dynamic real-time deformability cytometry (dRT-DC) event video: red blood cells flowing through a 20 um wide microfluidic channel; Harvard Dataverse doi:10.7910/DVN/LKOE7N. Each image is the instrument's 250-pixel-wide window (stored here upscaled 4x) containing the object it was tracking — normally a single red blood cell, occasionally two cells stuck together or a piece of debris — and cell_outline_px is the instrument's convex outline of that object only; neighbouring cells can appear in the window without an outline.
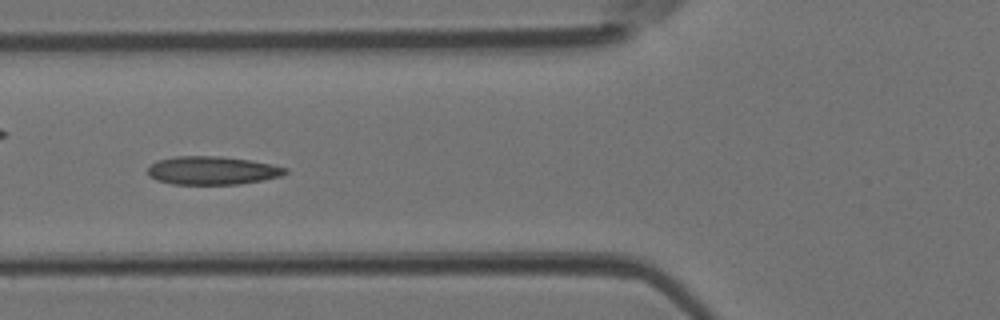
{"species": "Egyptian fruit bat (a non-hibernating species)", "species_latin": "Rousettus aegyptiacus", "temperature_condition": "room temperature", "stored_images_in_passage": 40, "camera_frame_rate_fps": 3000, "um_per_image_px": 0.085, "animal": {"sex": "female"}, "frame": {"image": 1, "passage_image": 12, "time_ms": 3.667, "image_size_px": [1000, 320], "cell_outline_px": [[288, 172], [280, 176], [264, 180], [240, 184], [172, 184], [156, 180], [148, 176], [148, 168], [156, 160], [176, 156], [220, 156], [252, 160], [272, 164], [288, 168]], "centroid_in_image_um": [18.05, 14.49], "position_along_channel_um": 107.7, "area_um2": 22.89}}
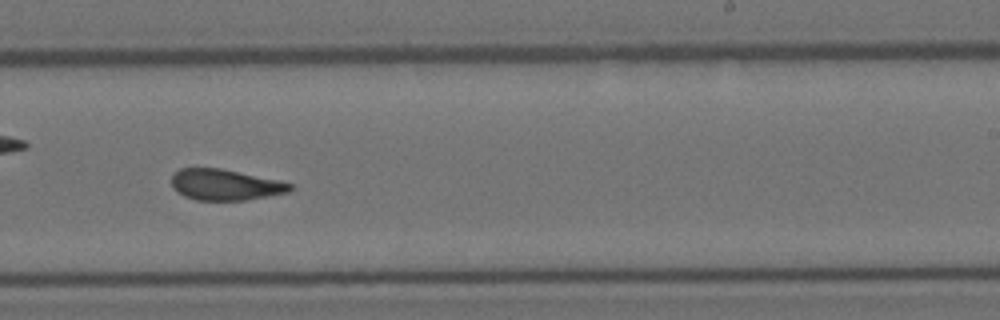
{"frame": {"image": 2, "passage_image": 23, "time_ms": 7.333, "image_size_px": [1000, 320], "cell_outline_px": [[292, 188], [288, 192], [244, 200], [196, 200], [184, 196], [172, 184], [172, 176], [180, 168], [220, 168], [276, 180], [292, 184]], "centroid_in_image_um": [19.12, 15.7], "position_along_channel_um": 269.9, "area_um2": 20.87}}
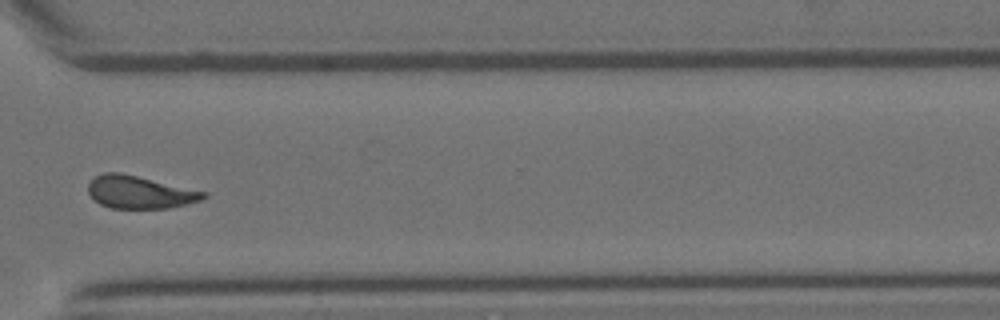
{"frame": {"image": 3, "passage_image": 29, "time_ms": 9.333, "image_size_px": [1000, 320], "cell_outline_px": [[208, 196], [204, 200], [168, 208], [112, 208], [100, 204], [92, 200], [88, 192], [88, 184], [96, 176], [104, 172], [120, 172], [208, 192]], "centroid_in_image_um": [11.89, 16.34], "position_along_channel_um": 358.7, "area_um2": 22.08}}